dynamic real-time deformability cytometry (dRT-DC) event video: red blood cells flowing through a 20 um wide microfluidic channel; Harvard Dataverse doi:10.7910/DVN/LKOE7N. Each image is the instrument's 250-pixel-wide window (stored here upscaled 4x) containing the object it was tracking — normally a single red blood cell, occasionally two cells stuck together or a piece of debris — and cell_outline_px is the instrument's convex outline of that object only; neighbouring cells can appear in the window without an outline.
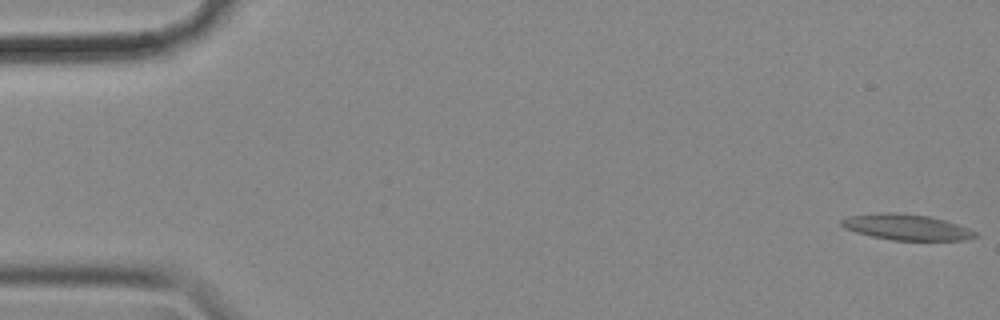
{"species": "common noctule bat (a hibernating species)", "species_latin": "Nyctalus noctula", "temperature_condition": "cold", "stored_images_in_passage": 58, "camera_frame_rate_fps": 3000, "um_per_image_px": 0.085, "animal": {"sex": "female", "body_mass_g": 18.4}, "frame": {"image": 1, "passage_image": 1, "time_ms": 0.0, "image_size_px": [1000, 320], "cell_outline_px": [[980, 236], [964, 240], [892, 240], [872, 236], [856, 232], [844, 228], [840, 224], [840, 220], [852, 216], [884, 212], [892, 212], [928, 216], [944, 220], [968, 228], [976, 232]], "centroid_in_image_um": [77.07, 19.31], "position_along_channel_um": 7.9, "area_um2": 19.88}}
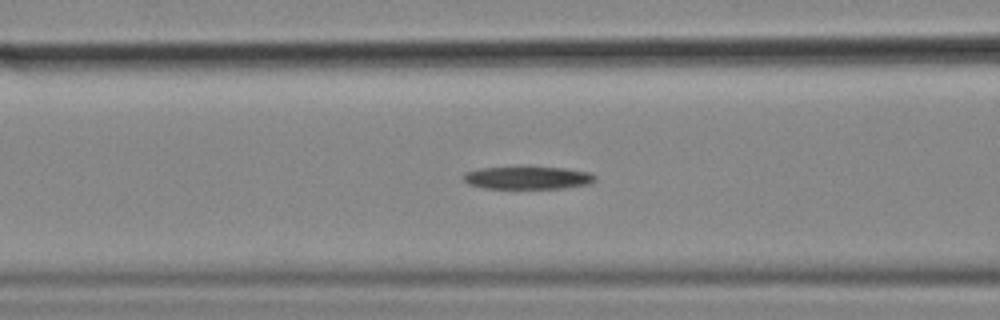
{"frame": {"image": 2, "passage_image": 23, "time_ms": 7.333, "image_size_px": [1000, 320], "cell_outline_px": [[596, 180], [588, 184], [564, 188], [484, 188], [468, 184], [464, 180], [464, 172], [480, 168], [520, 164], [564, 168], [588, 172], [596, 176]], "centroid_in_image_um": [44.82, 15.06], "position_along_channel_um": 121.8, "area_um2": 18.26}}
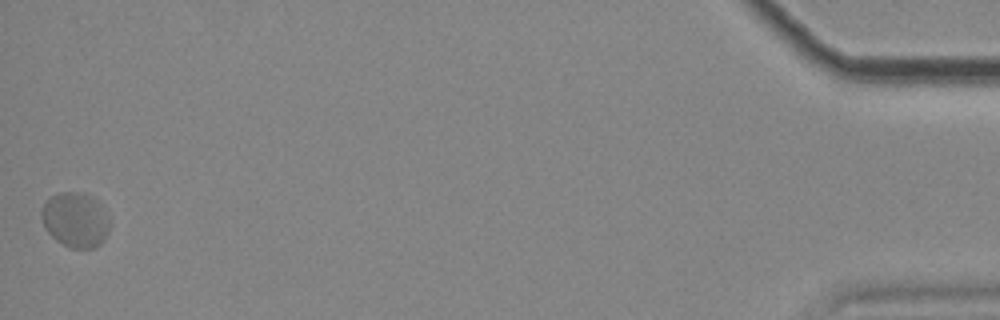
{"frame": {"image": 3, "passage_image": 58, "time_ms": 19.0, "image_size_px": [1000, 320], "cell_outline_px": [[112, 224], [104, 240], [96, 248], [68, 248], [56, 240], [44, 228], [40, 216], [40, 212], [44, 204], [52, 196], [60, 192], [80, 192], [92, 196], [100, 204]], "centroid_in_image_um": [6.42, 18.7], "position_along_channel_um": 428.8, "area_um2": 22.08}, "authors_computed_cell_mechanics": {"area_um2": 19.2474, "velocity_mm_per_s": 3.4373, "shape_relaxation_time_tau1_ms": null, "shape_relaxation_time_tau2_ms": 3.0615, "deformation_change_tau1": null, "deformation_change_tau2": 0.0528}}